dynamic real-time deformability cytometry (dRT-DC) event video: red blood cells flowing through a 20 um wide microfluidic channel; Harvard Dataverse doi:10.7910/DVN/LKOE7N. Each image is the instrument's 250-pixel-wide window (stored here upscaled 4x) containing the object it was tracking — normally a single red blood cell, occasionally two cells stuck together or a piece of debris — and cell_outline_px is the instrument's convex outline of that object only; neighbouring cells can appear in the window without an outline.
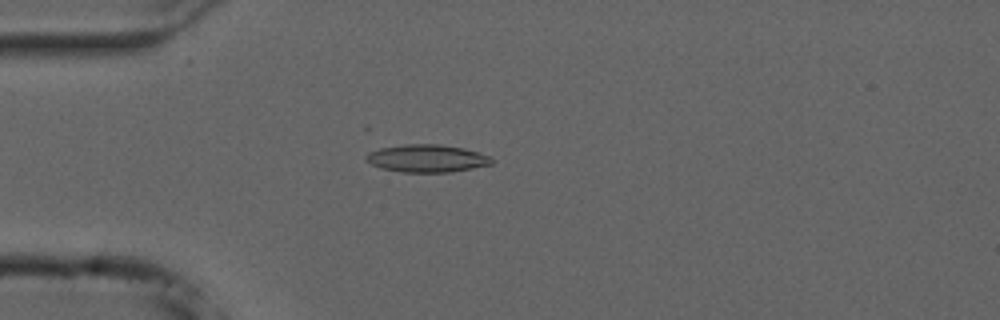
{"species": "common noctule bat (a hibernating species)", "species_latin": "Nyctalus noctula", "temperature_condition": "cold", "stored_images_in_passage": 46, "camera_frame_rate_fps": 3000, "um_per_image_px": 0.085, "animal": {"sex": "male", "forearm_length_mm": 52.5}, "frame": {"image": 1, "passage_image": 6, "time_ms": 1.667, "image_size_px": [1000, 320], "cell_outline_px": [[492, 164], [472, 168], [448, 172], [400, 172], [380, 168], [364, 160], [364, 156], [368, 152], [380, 148], [404, 144], [440, 144], [464, 148], [488, 156], [492, 160]], "centroid_in_image_um": [36.21, 13.46], "position_along_channel_um": 48.8, "area_um2": 20.17}}
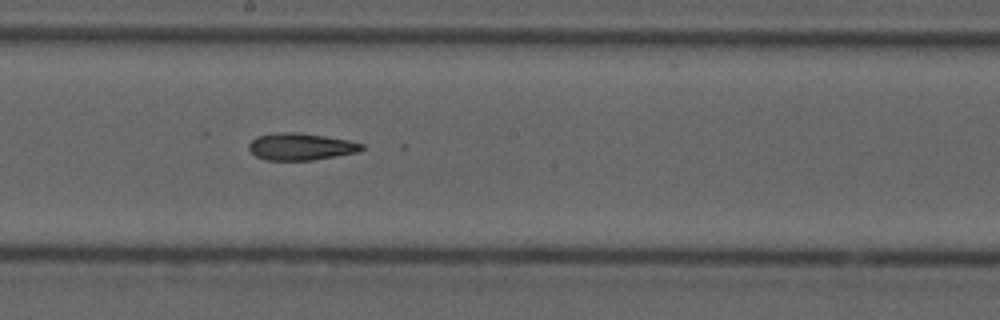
{"frame": {"image": 2, "passage_image": 21, "time_ms": 6.667, "image_size_px": [1000, 320], "cell_outline_px": [[364, 148], [356, 152], [336, 156], [312, 160], [264, 160], [256, 156], [248, 148], [248, 144], [256, 136], [276, 132], [296, 132], [324, 136], [348, 140], [364, 144]], "centroid_in_image_um": [25.53, 12.46], "position_along_channel_um": 222.7, "area_um2": 17.74}}
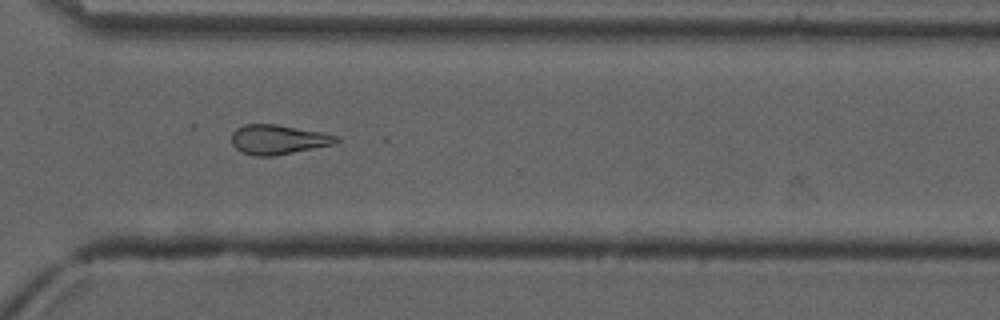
{"frame": {"image": 3, "passage_image": 31, "time_ms": 10.0, "image_size_px": [1000, 320], "cell_outline_px": [[340, 140], [336, 144], [272, 156], [256, 156], [240, 152], [232, 144], [232, 132], [236, 128], [244, 124], [276, 124], [324, 132], [340, 136]], "centroid_in_image_um": [23.67, 11.85], "position_along_channel_um": 346.9, "area_um2": 18.26}, "authors_computed_cell_mechanics": {"area_um2": 18.4671, "velocity_mm_per_s": 3.7422, "shape_relaxation_time_tau1_ms": null, "shape_relaxation_time_tau2_ms": 8.1158, "deformation_change_tau1": null, "deformation_change_tau2": 0.1972}}